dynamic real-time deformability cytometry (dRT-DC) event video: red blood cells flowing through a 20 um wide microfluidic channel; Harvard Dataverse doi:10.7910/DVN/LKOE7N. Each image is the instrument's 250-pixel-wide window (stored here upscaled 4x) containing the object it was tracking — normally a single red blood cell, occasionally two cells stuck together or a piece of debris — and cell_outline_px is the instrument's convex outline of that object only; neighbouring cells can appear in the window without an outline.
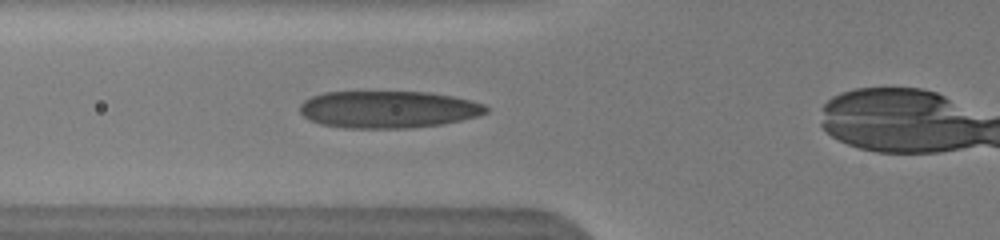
{"species": "human", "species_latin": "Homo sapiens", "temperature_condition": "warm", "stored_images_in_passage": 5, "camera_frame_rate_fps": 3000, "um_per_image_px": 0.085, "donor": {"sex": "male"}, "frame": {"image": 1, "passage_image": 5, "time_ms": 3.0, "image_size_px": [1000, 240], "cell_outline_px": [[488, 112], [480, 116], [440, 124], [412, 128], [344, 128], [320, 124], [308, 120], [300, 112], [300, 104], [304, 100], [312, 96], [324, 92], [428, 92], [452, 96], [472, 100], [484, 104], [488, 108]], "centroid_in_image_um": [32.99, 9.3], "position_along_channel_um": 92.8, "area_um2": 40.52}}